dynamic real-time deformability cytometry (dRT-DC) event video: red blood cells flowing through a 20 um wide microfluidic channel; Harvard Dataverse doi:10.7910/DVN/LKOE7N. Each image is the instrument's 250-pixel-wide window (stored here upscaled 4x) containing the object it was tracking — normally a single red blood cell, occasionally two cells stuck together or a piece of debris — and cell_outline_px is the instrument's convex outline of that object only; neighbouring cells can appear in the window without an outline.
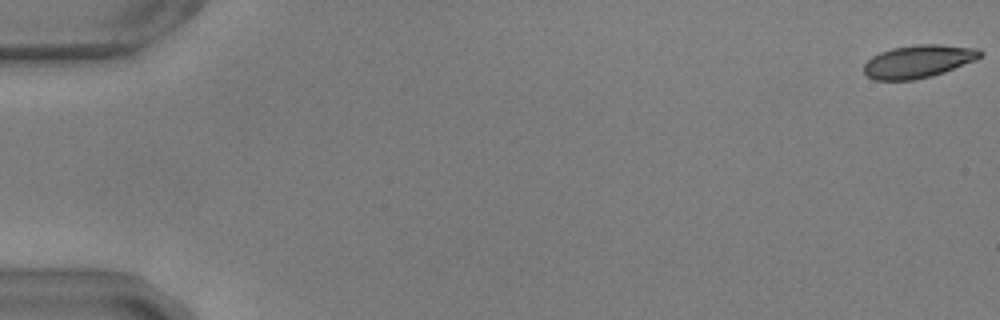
{"species": "common noctule bat (a hibernating species)", "species_latin": "Nyctalus noctula", "temperature_condition": "warm", "stored_images_in_passage": 56, "camera_frame_rate_fps": 3000, "um_per_image_px": 0.085, "animal": {"sex": "male", "body_mass_g": 17.9, "forearm_length_mm": 54.2}, "frame": {"image": 1, "passage_image": 1, "time_ms": 0.0, "image_size_px": [1000, 320], "cell_outline_px": [[984, 52], [976, 60], [944, 72], [932, 76], [912, 80], [876, 80], [868, 76], [864, 72], [864, 64], [872, 56], [880, 52], [892, 48], [920, 44], [940, 44], [980, 48]], "centroid_in_image_um": [78.09, 5.21], "position_along_channel_um": 6.9, "area_um2": 22.31}}
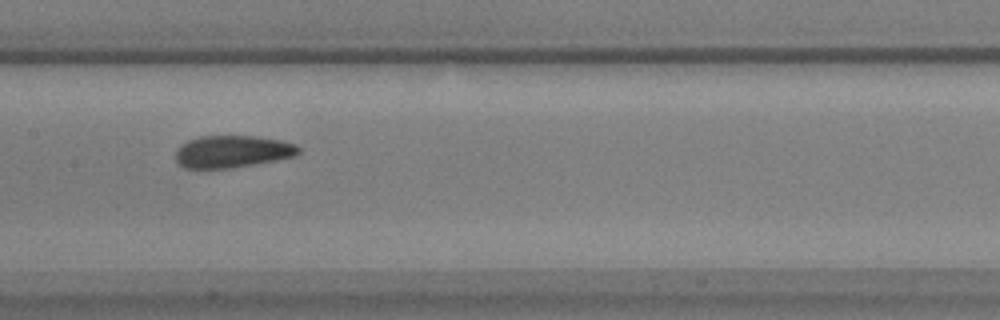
{"frame": {"image": 2, "passage_image": 29, "time_ms": 9.333, "image_size_px": [1000, 320], "cell_outline_px": [[300, 152], [296, 156], [276, 160], [228, 168], [184, 168], [176, 164], [176, 148], [188, 140], [200, 136], [256, 136], [284, 140], [296, 144], [300, 148]], "centroid_in_image_um": [19.75, 12.87], "position_along_channel_um": 187.6, "area_um2": 23.24}}
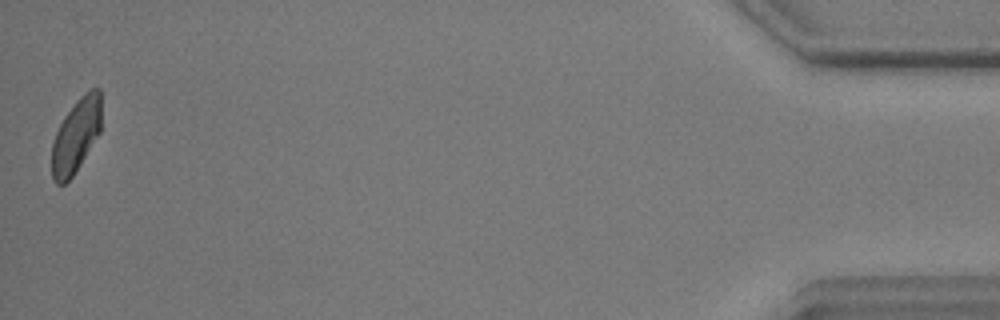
{"frame": {"image": 3, "passage_image": 56, "time_ms": 18.333, "image_size_px": [1000, 320], "cell_outline_px": [[100, 132], [80, 164], [72, 176], [64, 184], [56, 184], [52, 180], [52, 144], [56, 132], [64, 116], [76, 100], [84, 92], [92, 88], [100, 88]], "centroid_in_image_um": [6.45, 11.52], "position_along_channel_um": 428.8, "area_um2": 21.15}, "authors_computed_cell_mechanics": {"area_um2": 23.2356, "velocity_mm_per_s": 3.6386, "shape_relaxation_time_tau1_ms": 4.6032, "shape_relaxation_time_tau2_ms": 1.804, "deformation_change_tau1": 0.1373, "deformation_change_tau2": 0.0585}}